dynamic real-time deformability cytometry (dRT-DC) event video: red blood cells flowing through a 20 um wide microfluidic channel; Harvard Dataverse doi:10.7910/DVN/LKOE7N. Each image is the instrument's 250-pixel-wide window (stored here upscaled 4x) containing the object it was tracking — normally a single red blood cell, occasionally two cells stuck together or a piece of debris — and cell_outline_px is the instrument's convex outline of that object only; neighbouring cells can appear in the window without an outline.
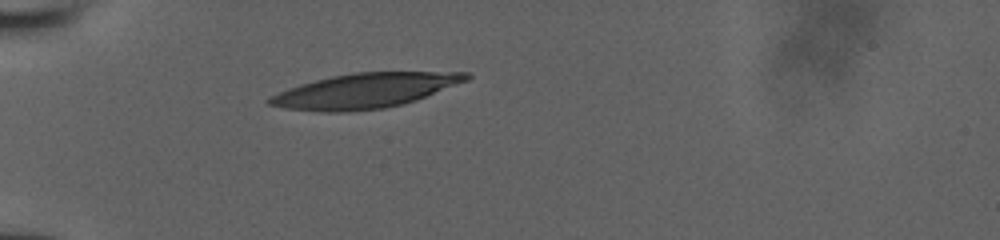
{"species": "human", "species_latin": "Homo sapiens", "temperature_condition": "room temperature", "stored_images_in_passage": 15, "camera_frame_rate_fps": 3000, "um_per_image_px": 0.085, "donor": {"sex": "male"}, "frame": {"image": 1, "passage_image": 1, "time_ms": 0.0, "image_size_px": [1000, 240], "cell_outline_px": [[472, 76], [468, 80], [416, 100], [384, 108], [340, 112], [324, 112], [284, 108], [268, 104], [264, 100], [268, 96], [288, 88], [300, 84], [332, 76], [352, 72], [468, 72]], "centroid_in_image_um": [30.98, 7.71], "position_along_channel_um": 54.0, "area_um2": 39.77}}
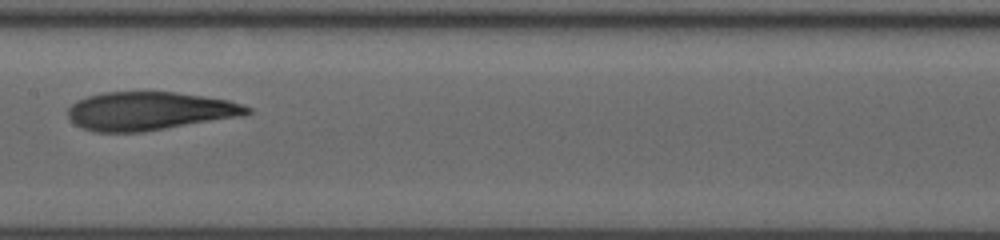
{"frame": {"image": 2, "passage_image": 7, "time_ms": 4.0, "image_size_px": [1000, 240], "cell_outline_px": [[252, 112], [244, 116], [144, 132], [96, 132], [80, 128], [68, 116], [68, 108], [72, 104], [88, 96], [104, 92], [176, 92], [228, 100], [252, 108]], "centroid_in_image_um": [12.73, 9.45], "position_along_channel_um": 194.7, "area_um2": 40.11}}
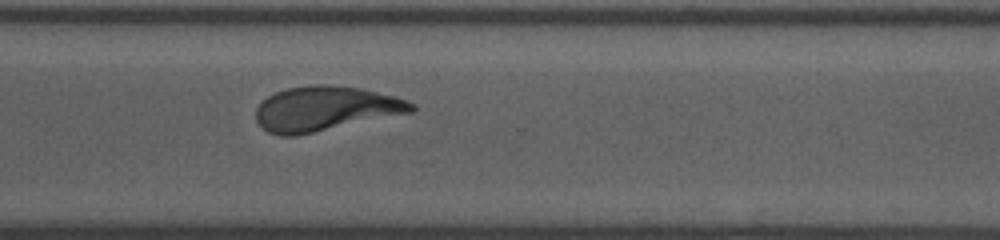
{"frame": {"image": 3, "passage_image": 13, "time_ms": 7.667, "image_size_px": [1000, 240], "cell_outline_px": [[416, 108], [412, 112], [292, 136], [280, 136], [268, 132], [256, 120], [256, 108], [268, 96], [276, 92], [288, 88], [308, 84], [328, 84], [360, 88], [408, 100], [416, 104]], "centroid_in_image_um": [27.64, 9.22], "position_along_channel_um": 343.0, "area_um2": 40.0}}